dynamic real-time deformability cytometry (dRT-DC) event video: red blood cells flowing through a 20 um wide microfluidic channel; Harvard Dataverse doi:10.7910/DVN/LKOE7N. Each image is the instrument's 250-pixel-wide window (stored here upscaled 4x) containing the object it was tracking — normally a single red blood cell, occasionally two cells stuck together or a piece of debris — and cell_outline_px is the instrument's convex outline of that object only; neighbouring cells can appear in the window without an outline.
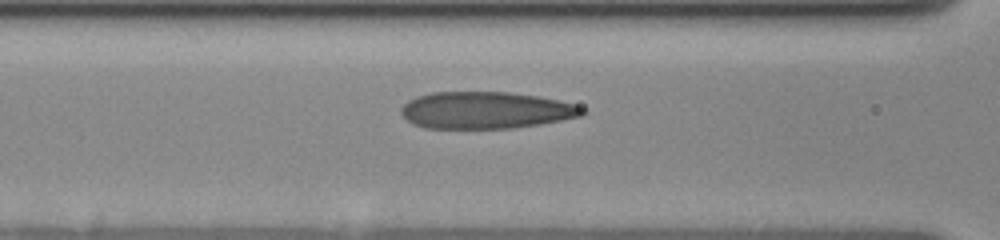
{"species": "human", "species_latin": "Homo sapiens", "temperature_condition": "cold", "stored_images_in_passage": 6, "camera_frame_rate_fps": 3000, "um_per_image_px": 0.085, "donor": {"sex": "female"}, "frame": {"image": 1, "passage_image": 3, "time_ms": 0.333, "image_size_px": [1000, 240], "cell_outline_px": [[588, 112], [580, 116], [560, 120], [512, 128], [424, 128], [412, 124], [400, 112], [400, 108], [408, 100], [416, 96], [432, 92], [508, 92], [536, 96], [576, 104], [584, 108]], "centroid_in_image_um": [41.26, 9.36], "position_along_channel_um": 125.3, "area_um2": 38.9}}